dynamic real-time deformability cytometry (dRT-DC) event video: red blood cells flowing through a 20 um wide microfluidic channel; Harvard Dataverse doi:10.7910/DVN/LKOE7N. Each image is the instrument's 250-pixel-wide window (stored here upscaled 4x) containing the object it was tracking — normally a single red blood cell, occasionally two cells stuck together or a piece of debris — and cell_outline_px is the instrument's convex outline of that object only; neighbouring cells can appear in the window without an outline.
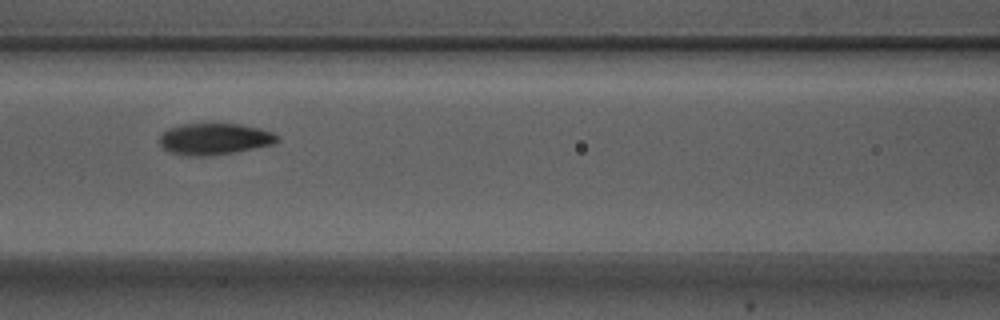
{"species": "Egyptian fruit bat (a non-hibernating species)", "species_latin": "Rousettus aegyptiacus", "temperature_condition": "warm", "stored_images_in_passage": 5, "segment_of_instrument_passage": [1, 2], "camera_frame_rate_fps": 3000, "um_per_image_px": 0.085, "animal": {"sex": "male"}, "frame": {"image": 1, "passage_image": 3, "time_ms": 0.667, "image_size_px": [1000, 320], "cell_outline_px": [[280, 140], [272, 144], [232, 152], [204, 156], [196, 156], [172, 152], [164, 148], [160, 144], [160, 136], [168, 128], [184, 124], [240, 124], [260, 128], [272, 132], [280, 136]], "centroid_in_image_um": [18.26, 11.79], "position_along_channel_um": 148.3, "area_um2": 21.15}}
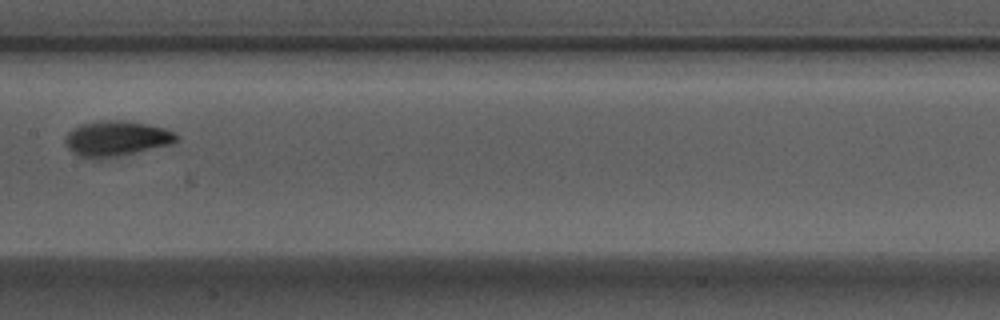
{"frame": {"image": 2, "passage_image": 4, "time_ms": 1.0, "image_size_px": [1000, 320], "cell_outline_px": [[180, 140], [172, 144], [120, 156], [80, 156], [72, 152], [64, 144], [64, 136], [72, 128], [84, 124], [100, 120], [124, 120], [164, 128], [176, 132], [180, 136]], "centroid_in_image_um": [9.93, 11.75], "position_along_channel_um": 197.5, "area_um2": 22.66}}